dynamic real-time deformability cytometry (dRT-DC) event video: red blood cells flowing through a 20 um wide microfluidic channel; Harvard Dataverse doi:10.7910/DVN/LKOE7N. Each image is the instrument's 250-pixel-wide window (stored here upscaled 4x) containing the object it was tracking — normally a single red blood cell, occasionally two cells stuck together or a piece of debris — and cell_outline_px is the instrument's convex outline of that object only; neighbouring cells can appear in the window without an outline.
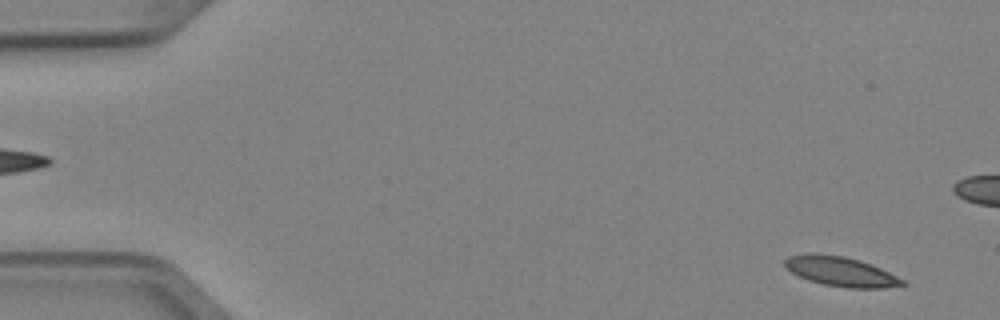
{"species": "Egyptian fruit bat (a non-hibernating species)", "species_latin": "Rousettus aegyptiacus", "temperature_condition": "cold", "stored_images_in_passage": 2, "segment_of_instrument_passage": [2, 2], "camera_frame_rate_fps": 3000, "um_per_image_px": 0.085, "animal": {"sex": "female"}, "frame": {"image": 1, "passage_image": 2, "time_ms": 0.333, "image_size_px": [1000, 320], "cell_outline_px": [[908, 284], [884, 288], [848, 288], [824, 284], [808, 280], [784, 268], [784, 260], [788, 256], [844, 256], [880, 268], [904, 280]], "centroid_in_image_um": [71.51, 23.13], "position_along_channel_um": 13.5, "area_um2": 19.36}}